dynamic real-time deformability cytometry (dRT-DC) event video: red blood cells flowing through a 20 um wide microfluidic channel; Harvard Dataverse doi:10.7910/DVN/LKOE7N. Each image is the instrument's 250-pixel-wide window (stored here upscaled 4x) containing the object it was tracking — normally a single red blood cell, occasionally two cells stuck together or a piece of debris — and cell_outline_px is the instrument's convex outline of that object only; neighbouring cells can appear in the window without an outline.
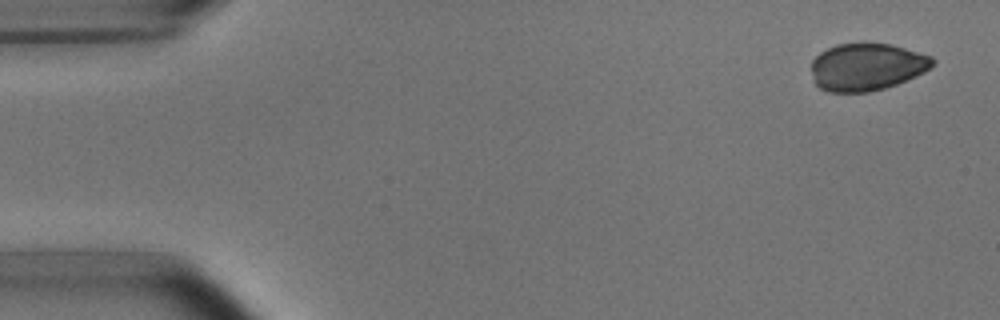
{"species": "common noctule bat (a hibernating species)", "species_latin": "Nyctalus noctula", "temperature_condition": "room temperature", "stored_images_in_passage": 5, "camera_frame_rate_fps": 3000, "um_per_image_px": 0.085, "animal": {"sex": "male", "body_mass_g": 15.6}, "frame": {"image": 1, "passage_image": 1, "time_ms": 0.0, "image_size_px": [1000, 320], "cell_outline_px": [[936, 60], [924, 72], [916, 76], [896, 84], [884, 88], [868, 92], [828, 92], [820, 88], [812, 80], [812, 60], [820, 52], [836, 44], [864, 40], [892, 44], [932, 56]], "centroid_in_image_um": [73.65, 5.64], "position_along_channel_um": 11.3, "area_um2": 34.16}}